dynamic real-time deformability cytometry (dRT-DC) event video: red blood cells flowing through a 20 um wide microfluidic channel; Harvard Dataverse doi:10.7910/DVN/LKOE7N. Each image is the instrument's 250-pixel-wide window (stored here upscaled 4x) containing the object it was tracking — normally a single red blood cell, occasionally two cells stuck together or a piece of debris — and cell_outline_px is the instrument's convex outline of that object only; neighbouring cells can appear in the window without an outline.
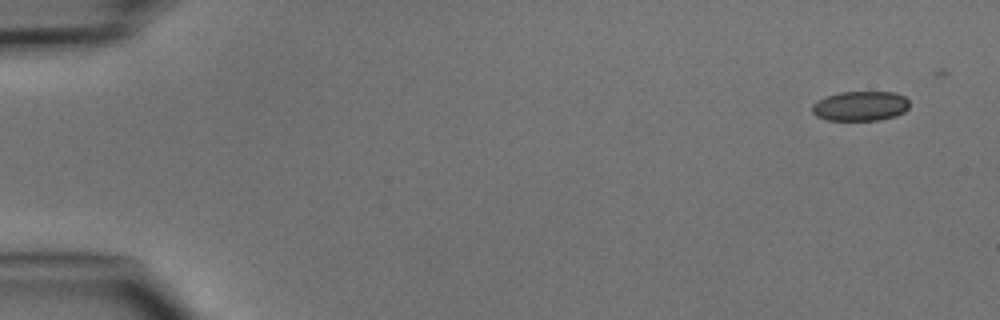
{"species": "common noctule bat (a hibernating species)", "species_latin": "Nyctalus noctula", "temperature_condition": "cold", "stored_images_in_passage": 7, "camera_frame_rate_fps": 3000, "um_per_image_px": 0.085, "animal": {"sex": "male", "body_mass_g": 15.6}, "frame": {"image": 1, "passage_image": 1, "time_ms": 0.0, "image_size_px": [1000, 320], "cell_outline_px": [[908, 108], [904, 112], [896, 116], [880, 120], [828, 120], [816, 116], [812, 112], [812, 104], [816, 100], [840, 92], [896, 92], [904, 96], [908, 100]], "centroid_in_image_um": [73.13, 9.01], "position_along_channel_um": 11.9, "area_um2": 16.94}}
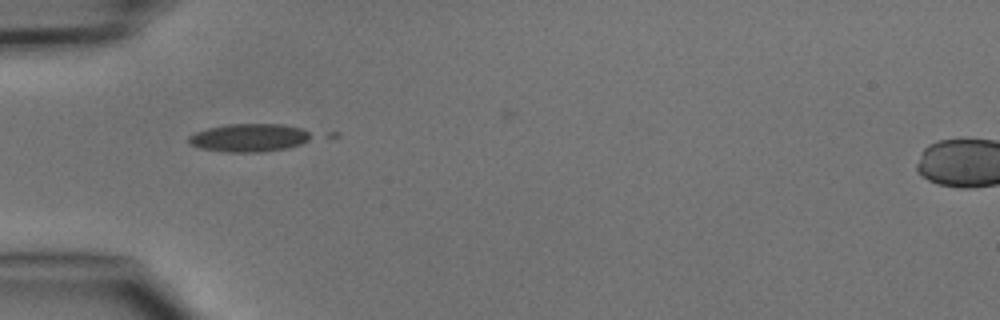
{"frame": {"image": 2, "passage_image": 4, "time_ms": 4.333, "image_size_px": [1000, 320], "cell_outline_px": [[316, 136], [300, 144], [288, 148], [260, 152], [228, 152], [200, 148], [188, 144], [188, 136], [196, 132], [208, 128], [228, 124], [280, 124], [300, 128]], "centroid_in_image_um": [21.18, 11.71], "position_along_channel_um": 63.8, "area_um2": 20.06}}